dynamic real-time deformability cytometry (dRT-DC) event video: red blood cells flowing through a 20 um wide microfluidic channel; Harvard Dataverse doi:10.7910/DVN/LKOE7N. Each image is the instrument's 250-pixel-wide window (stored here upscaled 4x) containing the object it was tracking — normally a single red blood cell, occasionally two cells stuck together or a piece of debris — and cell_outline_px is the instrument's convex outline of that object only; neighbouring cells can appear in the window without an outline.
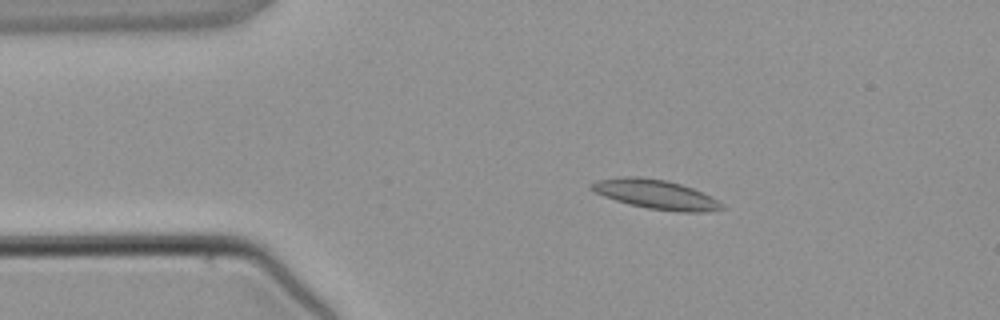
{"species": "common noctule bat (a hibernating species)", "species_latin": "Nyctalus noctula", "temperature_condition": "warm", "stored_images_in_passage": 2, "camera_frame_rate_fps": 3000, "um_per_image_px": 0.085, "animal": {"sex": "male", "body_mass_g": 21.5, "forearm_length_mm": 52.0}, "frame": {"image": 1, "passage_image": 1, "time_ms": 0.0, "image_size_px": [1000, 320], "cell_outline_px": [[728, 208], [708, 212], [676, 212], [648, 208], [628, 204], [604, 196], [588, 188], [588, 184], [596, 180], [624, 176], [640, 176], [668, 180], [692, 188], [724, 204]], "centroid_in_image_um": [55.72, 16.52], "position_along_channel_um": 29.3, "area_um2": 22.43}}